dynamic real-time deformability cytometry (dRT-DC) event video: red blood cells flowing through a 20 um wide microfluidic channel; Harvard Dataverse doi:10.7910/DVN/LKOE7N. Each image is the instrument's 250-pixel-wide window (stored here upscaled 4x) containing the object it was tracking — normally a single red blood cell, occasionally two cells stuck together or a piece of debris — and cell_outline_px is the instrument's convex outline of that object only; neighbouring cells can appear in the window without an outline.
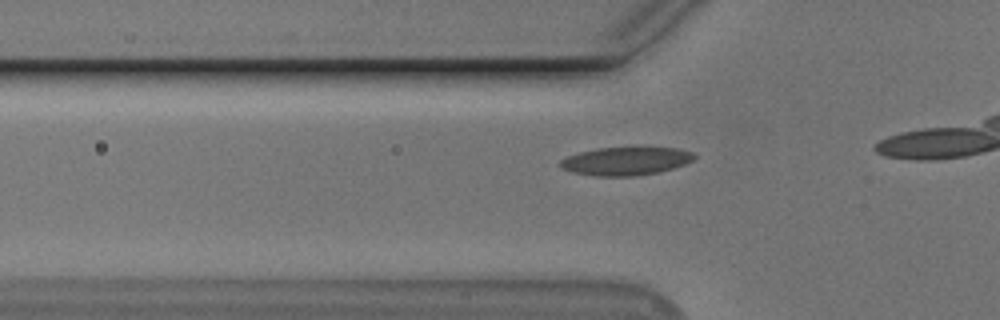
{"species": "Egyptian fruit bat (a non-hibernating species)", "species_latin": "Rousettus aegyptiacus", "temperature_condition": "cold", "stored_images_in_passage": 12, "camera_frame_rate_fps": 3000, "um_per_image_px": 0.085, "animal": {"sex": "male"}, "frame": {"image": 1, "passage_image": 6, "time_ms": 1.667, "image_size_px": [1000, 320], "cell_outline_px": [[696, 156], [692, 160], [684, 164], [660, 172], [636, 176], [596, 176], [572, 172], [560, 168], [560, 160], [568, 156], [580, 152], [596, 148], [676, 148], [692, 152]], "centroid_in_image_um": [53.16, 13.7], "position_along_channel_um": 72.6, "area_um2": 21.85}}